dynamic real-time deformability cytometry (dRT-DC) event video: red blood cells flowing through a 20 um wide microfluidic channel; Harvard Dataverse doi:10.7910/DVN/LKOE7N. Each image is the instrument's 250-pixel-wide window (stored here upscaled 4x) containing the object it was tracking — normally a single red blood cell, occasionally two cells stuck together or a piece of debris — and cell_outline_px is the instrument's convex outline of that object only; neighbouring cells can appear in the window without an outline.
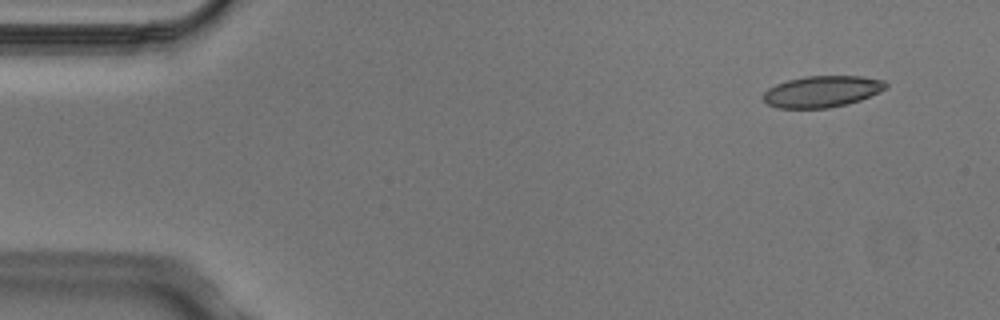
{"species": "Egyptian fruit bat (a non-hibernating species)", "species_latin": "Rousettus aegyptiacus", "temperature_condition": "cold", "stored_images_in_passage": 5, "segment_of_instrument_passage": [2, 2], "camera_frame_rate_fps": 3000, "um_per_image_px": 0.085, "animal": {"sex": "male"}, "frame": {"image": 1, "passage_image": 5, "time_ms": 1.333, "image_size_px": [1000, 320], "cell_outline_px": [[888, 88], [860, 100], [848, 104], [828, 108], [776, 108], [768, 104], [760, 96], [768, 88], [776, 84], [788, 80], [804, 76], [860, 76], [884, 80], [888, 84]], "centroid_in_image_um": [69.86, 7.78], "position_along_channel_um": 15.1, "area_um2": 22.6}}